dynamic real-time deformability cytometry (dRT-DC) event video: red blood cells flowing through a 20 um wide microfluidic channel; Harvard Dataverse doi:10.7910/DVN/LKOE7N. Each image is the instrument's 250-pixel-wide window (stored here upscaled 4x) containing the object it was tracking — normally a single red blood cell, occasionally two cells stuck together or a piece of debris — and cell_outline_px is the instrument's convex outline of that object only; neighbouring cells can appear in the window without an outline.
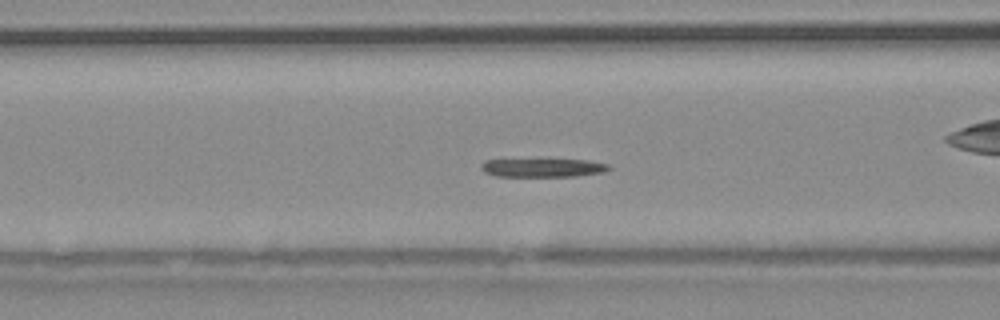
{"species": "common noctule bat (a hibernating species)", "species_latin": "Nyctalus noctula", "temperature_condition": "warm", "stored_images_in_passage": 39, "camera_frame_rate_fps": 3000, "um_per_image_px": 0.085, "animal": {"sex": "male", "body_mass_g": 20.4}, "frame": {"image": 1, "passage_image": 6, "time_ms": 1.667, "image_size_px": [1000, 320], "cell_outline_px": [[612, 168], [604, 172], [576, 176], [496, 176], [484, 172], [480, 168], [480, 164], [484, 160], [588, 160], [608, 164]], "centroid_in_image_um": [46.14, 14.26], "position_along_channel_um": 120.5, "area_um2": 13.64}}
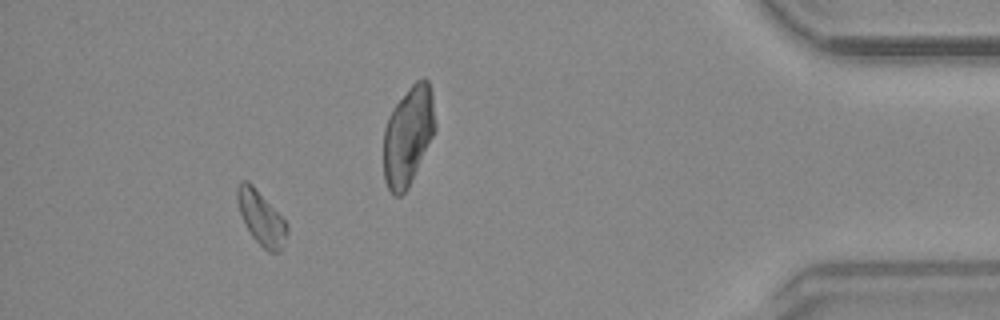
{"frame": {"image": 2, "passage_image": 34, "time_ms": 11.0, "image_size_px": [1000, 320], "cell_outline_px": [[288, 232], [280, 252], [268, 252], [252, 236], [240, 212], [236, 196], [236, 188], [240, 180], [248, 180], [252, 184], [288, 224]], "centroid_in_image_um": [22.2, 18.5], "position_along_channel_um": 413.0, "area_um2": 15.32}, "authors_computed_cell_mechanics": {"area_um2": 14.9702, "velocity_mm_per_s": 3.7836, "shape_relaxation_time_tau1_ms": null, "shape_relaxation_time_tau2_ms": 9.4989, "deformation_change_tau1": null, "deformation_change_tau2": 0.1263}}